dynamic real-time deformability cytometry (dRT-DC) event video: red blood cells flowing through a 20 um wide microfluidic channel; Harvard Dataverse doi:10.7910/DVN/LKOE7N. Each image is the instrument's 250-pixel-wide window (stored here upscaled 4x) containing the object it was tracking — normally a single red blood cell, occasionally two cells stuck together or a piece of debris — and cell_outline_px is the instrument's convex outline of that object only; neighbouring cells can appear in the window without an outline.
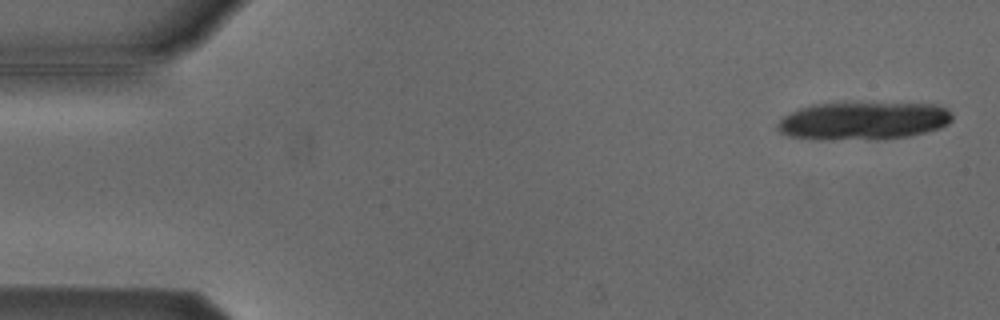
{"species": "Egyptian fruit bat (a non-hibernating species)", "species_latin": "Rousettus aegyptiacus", "temperature_condition": "cold", "stored_images_in_passage": 5, "camera_frame_rate_fps": 3000, "um_per_image_px": 0.085, "animal": {"sex": "male"}, "frame": {"image": 1, "passage_image": 1, "time_ms": 0.0, "image_size_px": [1000, 320], "cell_outline_px": [[952, 120], [948, 124], [940, 128], [908, 136], [876, 140], [820, 140], [788, 136], [780, 132], [776, 128], [776, 124], [784, 116], [800, 108], [812, 104], [936, 104], [948, 108], [952, 112]], "centroid_in_image_um": [73.37, 10.3], "position_along_channel_um": 11.6, "area_um2": 38.67}}